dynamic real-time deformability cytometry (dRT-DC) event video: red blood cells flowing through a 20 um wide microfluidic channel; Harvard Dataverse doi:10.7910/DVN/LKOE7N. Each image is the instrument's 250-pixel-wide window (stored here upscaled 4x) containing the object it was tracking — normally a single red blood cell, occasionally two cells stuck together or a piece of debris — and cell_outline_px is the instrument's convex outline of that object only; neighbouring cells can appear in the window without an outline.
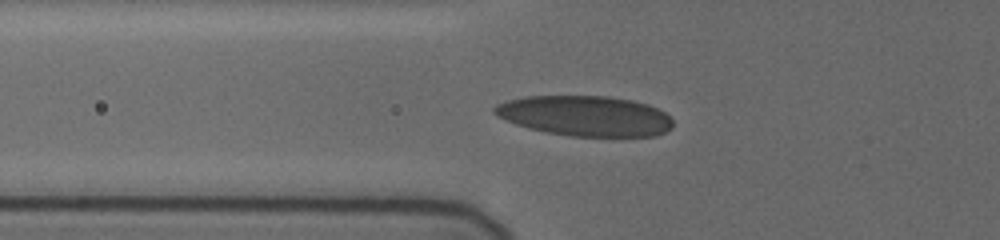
{"species": "human", "species_latin": "Homo sapiens", "temperature_condition": "cold", "stored_images_in_passage": 18, "camera_frame_rate_fps": 3000, "um_per_image_px": 0.085, "donor": {"sex": "female"}, "frame": {"image": 1, "passage_image": 15, "time_ms": 7.667, "image_size_px": [1000, 240], "cell_outline_px": [[672, 128], [656, 136], [568, 136], [544, 132], [528, 128], [504, 120], [496, 116], [492, 112], [492, 108], [496, 104], [508, 100], [524, 96], [608, 96], [632, 100], [648, 104], [664, 112], [672, 120]], "centroid_in_image_um": [49.69, 9.85], "position_along_channel_um": 76.1, "area_um2": 42.14}}
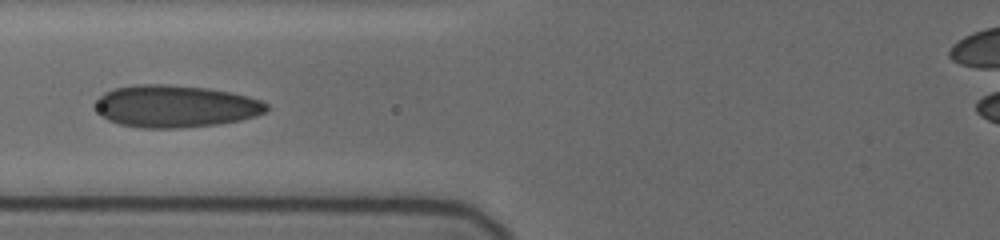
{"frame": {"image": 2, "passage_image": 17, "time_ms": 8.667, "image_size_px": [1000, 240], "cell_outline_px": [[268, 108], [264, 112], [256, 116], [240, 120], [216, 124], [180, 128], [140, 128], [120, 124], [108, 120], [96, 112], [96, 100], [104, 92], [116, 88], [136, 84], [168, 84], [208, 88], [232, 92], [248, 96], [260, 100], [268, 104]], "centroid_in_image_um": [14.89, 9.03], "position_along_channel_um": 110.9, "area_um2": 42.25}}